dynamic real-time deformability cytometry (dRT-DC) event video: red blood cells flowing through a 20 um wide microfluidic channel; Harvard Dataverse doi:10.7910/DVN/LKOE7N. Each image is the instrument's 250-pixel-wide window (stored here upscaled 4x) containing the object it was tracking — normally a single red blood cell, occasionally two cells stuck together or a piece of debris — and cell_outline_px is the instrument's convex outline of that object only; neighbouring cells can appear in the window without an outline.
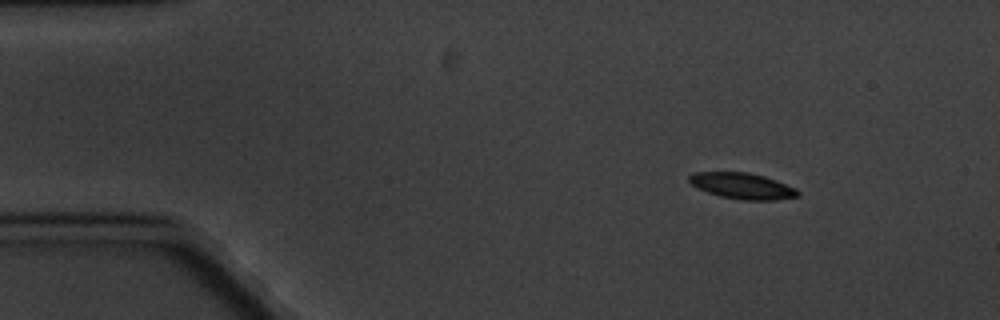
{"species": "common noctule bat (a hibernating species)", "species_latin": "Nyctalus noctula", "temperature_condition": "cold", "stored_images_in_passage": 5, "segment_of_instrument_passage": [1, 2], "camera_frame_rate_fps": 3000, "um_per_image_px": 0.085, "animal": {"sex": "male", "body_mass_g": 20.1, "forearm_length_mm": 53.5}, "frame": {"image": 1, "passage_image": 2, "time_ms": 1.333, "image_size_px": [1000, 320], "cell_outline_px": [[800, 196], [776, 200], [744, 200], [720, 196], [696, 188], [688, 180], [688, 176], [692, 172], [748, 172], [764, 176], [776, 180], [796, 188], [800, 192]], "centroid_in_image_um": [63.1, 15.8], "position_along_channel_um": 21.9, "area_um2": 16.59}}
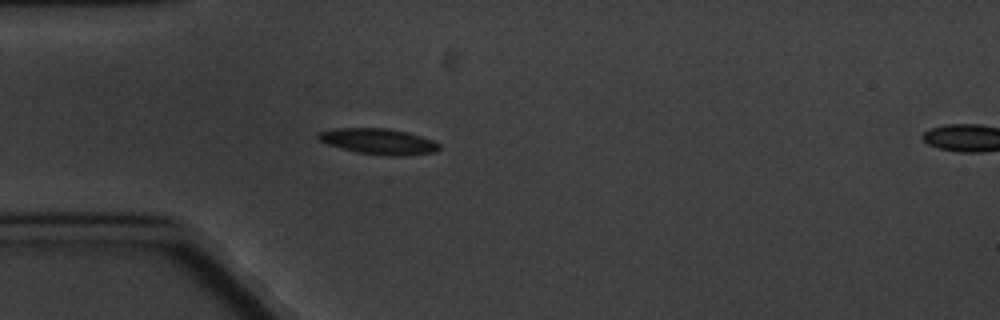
{"frame": {"image": 2, "passage_image": 4, "time_ms": 4.333, "image_size_px": [1000, 320], "cell_outline_px": [[440, 148], [436, 152], [404, 156], [388, 156], [356, 152], [340, 148], [328, 144], [320, 140], [316, 136], [316, 132], [332, 128], [388, 128], [408, 132], [432, 140], [440, 144]], "centroid_in_image_um": [32.16, 12.02], "position_along_channel_um": 52.8, "area_um2": 18.38}}